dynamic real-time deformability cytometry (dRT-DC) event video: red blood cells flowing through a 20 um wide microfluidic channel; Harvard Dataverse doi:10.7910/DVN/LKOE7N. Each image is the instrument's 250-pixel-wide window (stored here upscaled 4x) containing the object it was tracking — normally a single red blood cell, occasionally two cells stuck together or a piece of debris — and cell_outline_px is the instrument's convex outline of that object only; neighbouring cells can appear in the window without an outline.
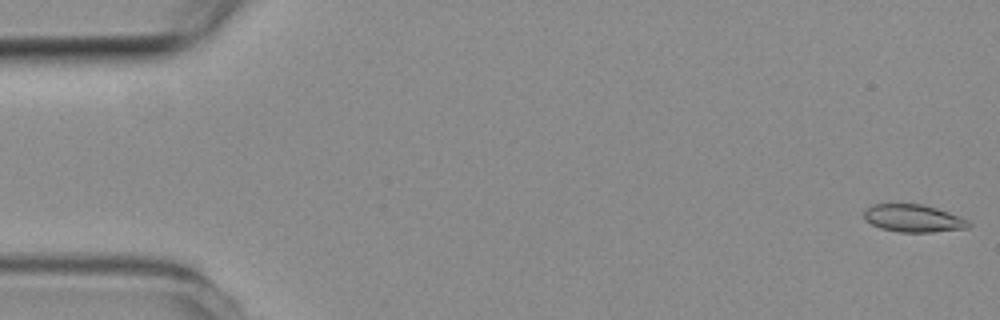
{"species": "common noctule bat (a hibernating species)", "species_latin": "Nyctalus noctula", "temperature_condition": "room temperature", "stored_images_in_passage": 17, "camera_frame_rate_fps": 3000, "um_per_image_px": 0.085, "animal": {"sex": "female", "body_mass_g": 19.3, "forearm_length_mm": 54.1}, "frame": {"image": 1, "passage_image": 1, "time_ms": 0.0, "image_size_px": [1000, 320], "cell_outline_px": [[972, 224], [968, 228], [932, 232], [900, 232], [880, 228], [864, 220], [864, 208], [872, 204], [920, 204], [936, 208], [960, 216], [968, 220]], "centroid_in_image_um": [77.62, 18.55], "position_along_channel_um": 7.4, "area_um2": 16.88}}
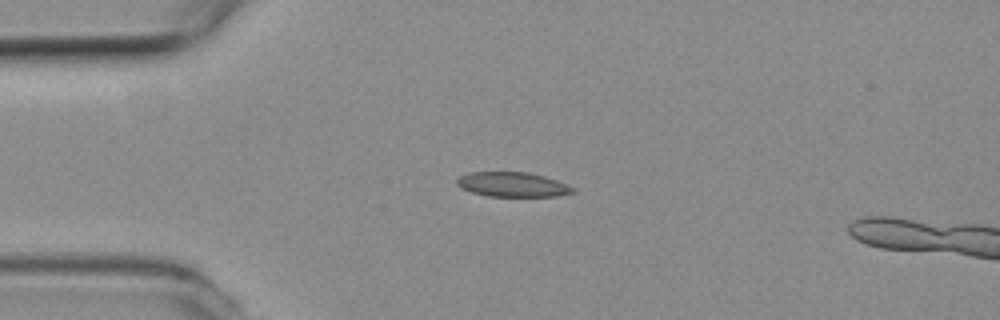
{"frame": {"image": 2, "passage_image": 13, "time_ms": 4.0, "image_size_px": [1000, 320], "cell_outline_px": [[576, 192], [556, 196], [488, 196], [472, 192], [460, 188], [456, 184], [456, 180], [460, 176], [468, 172], [528, 172], [544, 176], [556, 180], [576, 188]], "centroid_in_image_um": [43.56, 15.68], "position_along_channel_um": 41.4, "area_um2": 16.7}}